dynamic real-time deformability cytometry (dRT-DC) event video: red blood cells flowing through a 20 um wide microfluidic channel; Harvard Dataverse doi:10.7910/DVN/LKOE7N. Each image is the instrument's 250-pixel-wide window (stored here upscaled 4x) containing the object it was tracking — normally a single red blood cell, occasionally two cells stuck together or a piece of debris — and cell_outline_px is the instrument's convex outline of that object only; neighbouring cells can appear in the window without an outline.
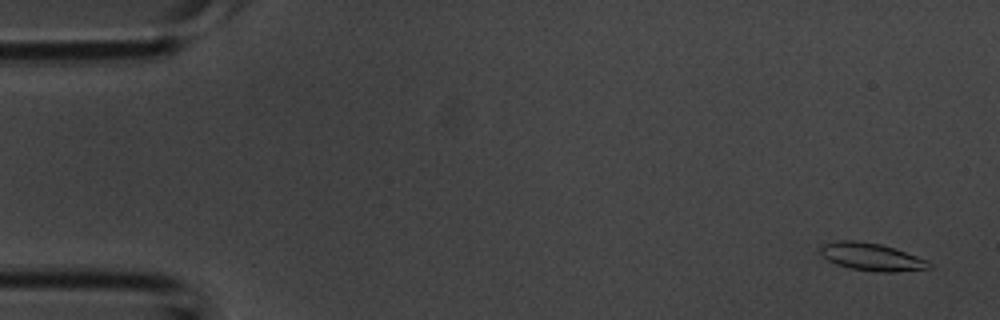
{"species": "common noctule bat (a hibernating species)", "species_latin": "Nyctalus noctula", "temperature_condition": "room temperature", "stored_images_in_passage": 9, "camera_frame_rate_fps": 3000, "um_per_image_px": 0.085, "animal": {"sex": "male", "body_mass_g": 20.1, "forearm_length_mm": 53.5}, "frame": {"image": 1, "passage_image": 1, "time_ms": 0.0, "image_size_px": [1000, 320], "cell_outline_px": [[932, 268], [896, 272], [880, 272], [852, 268], [836, 264], [828, 260], [820, 252], [820, 244], [836, 240], [856, 240], [880, 244], [928, 260], [932, 264]], "centroid_in_image_um": [74.07, 21.83], "position_along_channel_um": 10.9, "area_um2": 17.4}}